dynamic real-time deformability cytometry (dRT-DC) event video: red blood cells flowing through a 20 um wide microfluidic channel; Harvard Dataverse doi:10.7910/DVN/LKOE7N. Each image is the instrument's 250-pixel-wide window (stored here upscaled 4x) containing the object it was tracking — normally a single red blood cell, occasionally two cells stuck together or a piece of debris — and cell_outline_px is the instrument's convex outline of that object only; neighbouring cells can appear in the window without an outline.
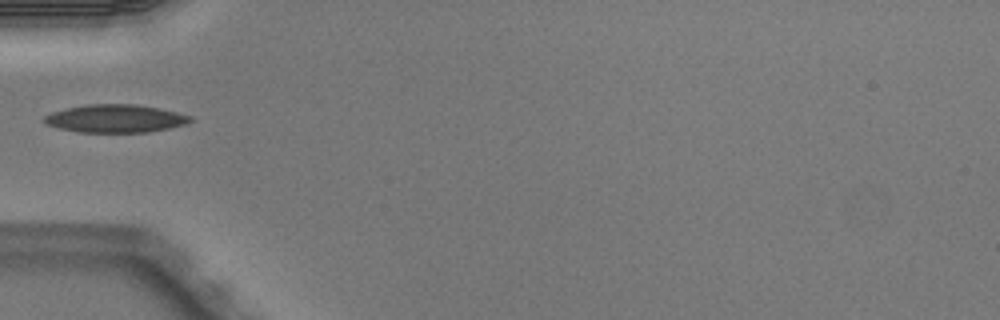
{"species": "Egyptian fruit bat (a non-hibernating species)", "species_latin": "Rousettus aegyptiacus", "temperature_condition": "warm", "stored_images_in_passage": 5, "camera_frame_rate_fps": 3000, "um_per_image_px": 0.085, "animal": {"sex": "male"}, "frame": {"image": 1, "passage_image": 4, "time_ms": 1.0, "image_size_px": [1000, 320], "cell_outline_px": [[192, 120], [188, 124], [148, 132], [76, 132], [44, 124], [40, 120], [44, 116], [52, 112], [68, 108], [88, 104], [132, 104], [156, 108], [176, 112], [192, 116]], "centroid_in_image_um": [9.77, 10.08], "position_along_channel_um": 75.2, "area_um2": 23.76}}
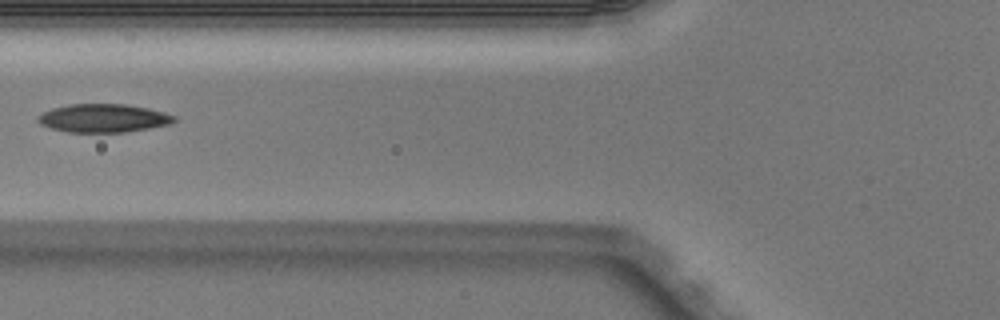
{"frame": {"image": 2, "passage_image": 5, "time_ms": 1.333, "image_size_px": [1000, 320], "cell_outline_px": [[176, 120], [172, 124], [124, 132], [68, 132], [52, 128], [40, 124], [36, 120], [44, 112], [52, 108], [68, 104], [128, 104], [148, 108], [164, 112], [176, 116]], "centroid_in_image_um": [8.82, 10.04], "position_along_channel_um": 117.0, "area_um2": 22.48}}